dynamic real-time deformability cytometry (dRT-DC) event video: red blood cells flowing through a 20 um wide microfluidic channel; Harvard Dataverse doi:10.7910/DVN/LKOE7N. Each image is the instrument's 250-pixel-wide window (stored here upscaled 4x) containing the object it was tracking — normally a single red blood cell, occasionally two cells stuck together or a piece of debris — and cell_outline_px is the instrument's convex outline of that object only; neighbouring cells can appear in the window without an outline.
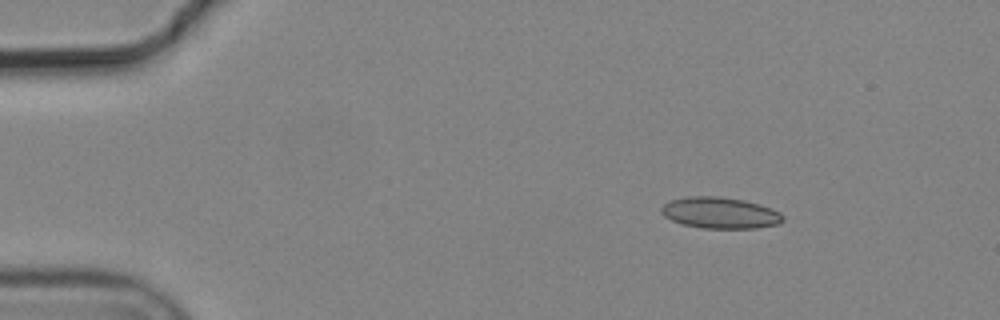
{"species": "common noctule bat (a hibernating species)", "species_latin": "Nyctalus noctula", "temperature_condition": "cold", "stored_images_in_passage": 7, "camera_frame_rate_fps": 3000, "um_per_image_px": 0.085, "animal": {"sex": "male", "body_mass_g": 19.2, "forearm_length_mm": 51.8}, "frame": {"image": 1, "passage_image": 2, "time_ms": 0.333, "image_size_px": [1000, 320], "cell_outline_px": [[784, 220], [780, 224], [756, 228], [700, 228], [684, 224], [672, 220], [664, 216], [660, 212], [660, 208], [668, 200], [688, 196], [720, 196], [744, 200], [760, 204], [772, 208], [780, 212], [784, 216]], "centroid_in_image_um": [61.22, 18.08], "position_along_channel_um": 23.8, "area_um2": 22.43}}
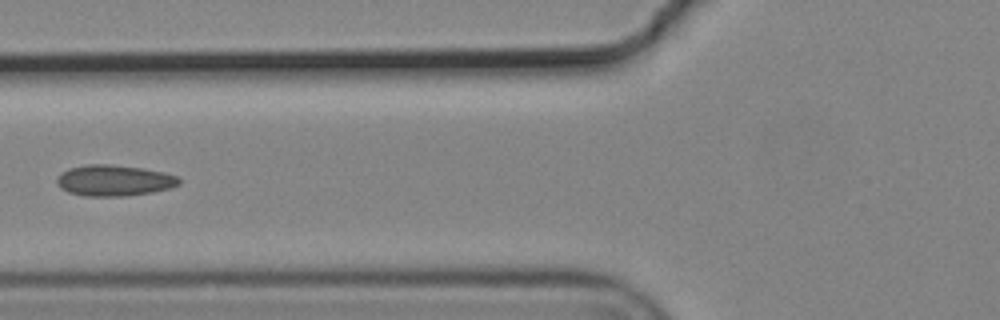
{"frame": {"image": 2, "passage_image": 6, "time_ms": 1.667, "image_size_px": [1000, 320], "cell_outline_px": [[180, 184], [172, 188], [152, 192], [124, 196], [84, 196], [68, 192], [60, 188], [56, 184], [56, 180], [60, 172], [68, 168], [88, 164], [108, 164], [144, 168], [164, 172], [176, 176], [180, 180]], "centroid_in_image_um": [9.68, 15.34], "position_along_channel_um": 116.1, "area_um2": 22.31}}
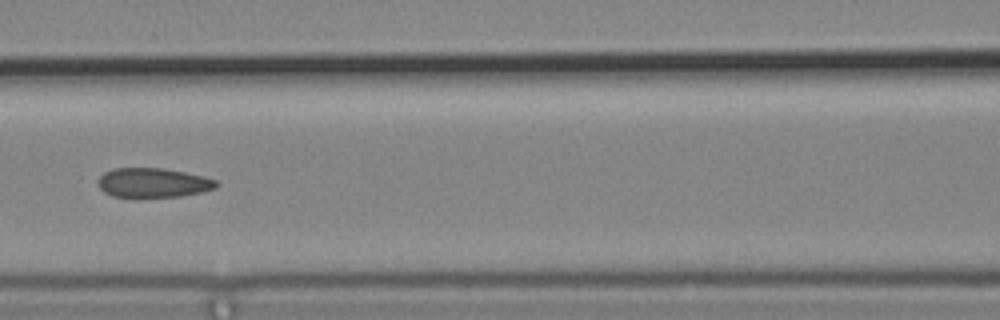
{"frame": {"image": 3, "passage_image": 7, "time_ms": 2.0, "image_size_px": [1000, 320], "cell_outline_px": [[220, 184], [216, 188], [200, 192], [180, 196], [136, 200], [112, 196], [104, 192], [96, 184], [96, 180], [104, 172], [112, 168], [164, 168], [204, 176], [216, 180]], "centroid_in_image_um": [12.95, 15.57], "position_along_channel_um": 153.6, "area_um2": 21.21}}